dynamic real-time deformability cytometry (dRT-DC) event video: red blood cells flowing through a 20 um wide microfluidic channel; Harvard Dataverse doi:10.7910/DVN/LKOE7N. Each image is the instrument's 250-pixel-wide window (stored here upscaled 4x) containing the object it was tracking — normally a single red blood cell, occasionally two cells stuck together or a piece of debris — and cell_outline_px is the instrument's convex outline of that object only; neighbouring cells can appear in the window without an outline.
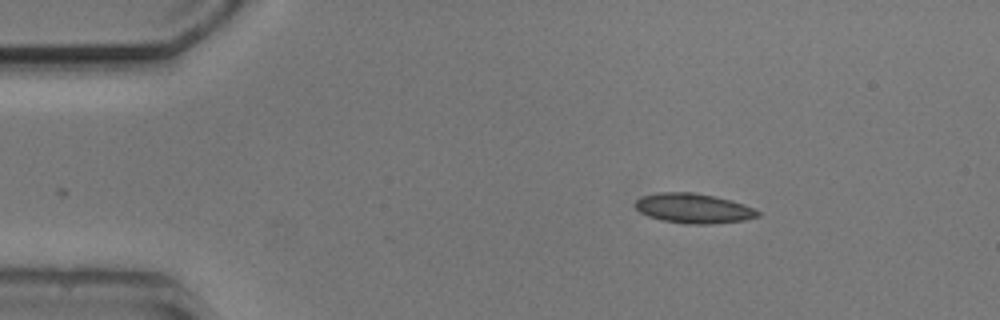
{"species": "common noctule bat (a hibernating species)", "species_latin": "Nyctalus noctula", "temperature_condition": "cold", "stored_images_in_passage": 4, "camera_frame_rate_fps": 3000, "um_per_image_px": 0.085, "animal": {"sex": "male", "body_mass_g": 20.5, "forearm_length_mm": 52.5}, "frame": {"image": 1, "passage_image": 4, "time_ms": 3.667, "image_size_px": [1000, 320], "cell_outline_px": [[760, 216], [744, 220], [712, 224], [684, 224], [664, 220], [648, 216], [640, 212], [636, 208], [636, 200], [640, 196], [660, 192], [692, 192], [716, 196], [732, 200], [744, 204], [760, 212]], "centroid_in_image_um": [58.96, 17.7], "position_along_channel_um": 26.0, "area_um2": 21.33}}